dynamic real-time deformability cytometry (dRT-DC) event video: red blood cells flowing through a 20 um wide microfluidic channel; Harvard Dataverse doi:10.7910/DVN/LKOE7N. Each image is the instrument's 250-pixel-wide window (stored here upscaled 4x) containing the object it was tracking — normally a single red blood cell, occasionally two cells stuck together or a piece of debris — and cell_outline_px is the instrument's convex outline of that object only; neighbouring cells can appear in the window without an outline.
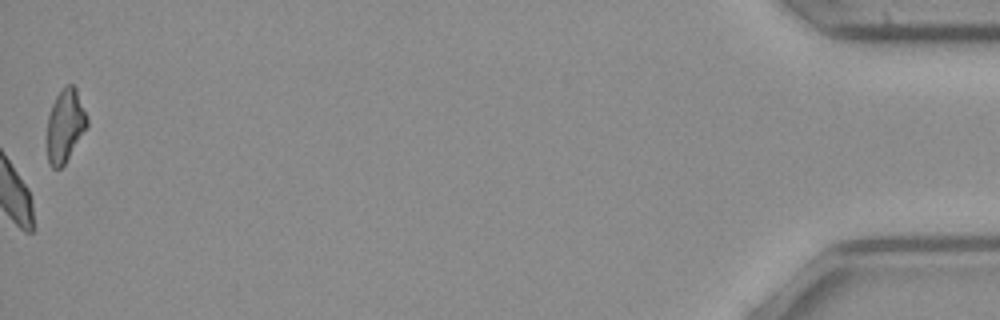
{"species": "common noctule bat (a hibernating species)", "species_latin": "Nyctalus noctula", "temperature_condition": "cold", "stored_images_in_passage": 52, "camera_frame_rate_fps": 3000, "um_per_image_px": 0.085, "animal": {"sex": "female", "body_mass_g": 21.9}, "frame": {"image": 1, "passage_image": 52, "time_ms": 17.0, "image_size_px": [1000, 320], "cell_outline_px": [[88, 124], [64, 164], [60, 168], [52, 168], [48, 164], [48, 116], [52, 104], [56, 96], [68, 84], [72, 84], [76, 88], [88, 120]], "centroid_in_image_um": [5.53, 10.67], "position_along_channel_um": 429.7, "area_um2": 16.47}}